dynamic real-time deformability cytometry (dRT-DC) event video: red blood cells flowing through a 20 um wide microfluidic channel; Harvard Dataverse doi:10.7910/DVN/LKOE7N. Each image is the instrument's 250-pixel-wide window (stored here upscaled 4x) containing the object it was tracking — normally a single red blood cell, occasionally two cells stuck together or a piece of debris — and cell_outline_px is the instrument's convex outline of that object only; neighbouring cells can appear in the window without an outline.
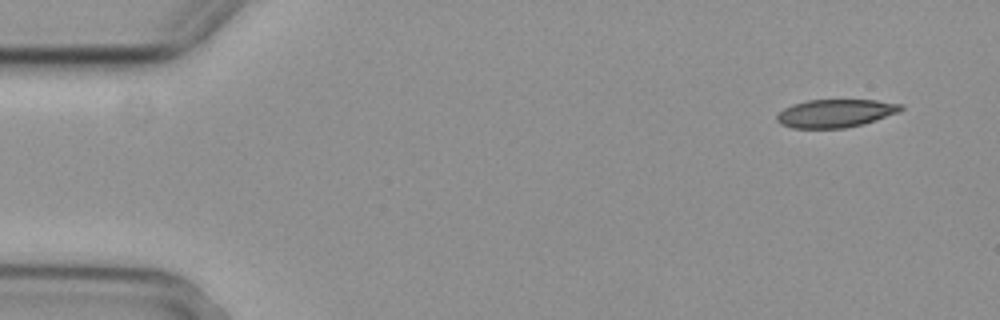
{"species": "common noctule bat (a hibernating species)", "species_latin": "Nyctalus noctula", "temperature_condition": "cold", "stored_images_in_passage": 4, "camera_frame_rate_fps": 3000, "um_per_image_px": 0.085, "animal": {"sex": "female", "body_mass_g": 29.2, "forearm_length_mm": 56.3}, "frame": {"image": 1, "passage_image": 1, "time_ms": 0.0, "image_size_px": [1000, 320], "cell_outline_px": [[904, 108], [900, 112], [864, 124], [844, 128], [792, 128], [780, 124], [776, 120], [776, 116], [784, 108], [792, 104], [808, 100], [876, 100], [904, 104]], "centroid_in_image_um": [71.04, 9.63], "position_along_channel_um": 14.0, "area_um2": 20.46}}